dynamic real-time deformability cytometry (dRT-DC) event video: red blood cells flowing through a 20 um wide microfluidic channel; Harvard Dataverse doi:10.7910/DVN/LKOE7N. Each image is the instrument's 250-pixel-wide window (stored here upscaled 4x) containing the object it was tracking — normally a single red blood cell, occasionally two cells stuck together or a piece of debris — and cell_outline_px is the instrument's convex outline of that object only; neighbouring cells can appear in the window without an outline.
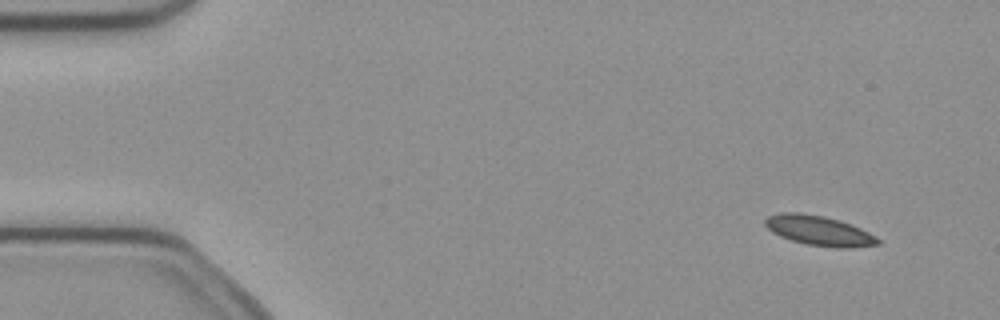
{"species": "common noctule bat (a hibernating species)", "species_latin": "Nyctalus noctula", "temperature_condition": "cold", "stored_images_in_passage": 5, "camera_frame_rate_fps": 3000, "um_per_image_px": 0.085, "animal": {"sex": "female", "body_mass_g": 21.9}, "frame": {"image": 1, "passage_image": 2, "time_ms": 0.333, "image_size_px": [1000, 320], "cell_outline_px": [[880, 244], [852, 248], [836, 248], [808, 244], [792, 240], [780, 236], [772, 232], [764, 224], [764, 220], [768, 216], [780, 212], [800, 212], [824, 216], [852, 224], [876, 236], [880, 240]], "centroid_in_image_um": [69.62, 19.6], "position_along_channel_um": 15.4, "area_um2": 19.65}}